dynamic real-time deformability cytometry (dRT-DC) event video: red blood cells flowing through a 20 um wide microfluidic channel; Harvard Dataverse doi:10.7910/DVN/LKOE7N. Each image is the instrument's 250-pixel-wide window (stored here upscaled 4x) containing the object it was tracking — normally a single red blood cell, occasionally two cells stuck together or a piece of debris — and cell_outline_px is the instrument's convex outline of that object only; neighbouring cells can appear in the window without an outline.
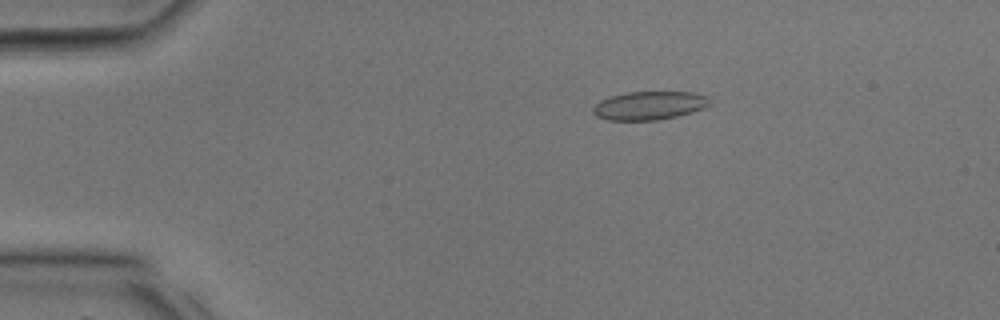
{"species": "common noctule bat (a hibernating species)", "species_latin": "Nyctalus noctula", "temperature_condition": "room temperature", "stored_images_in_passage": 35, "camera_frame_rate_fps": 3000, "um_per_image_px": 0.085, "animal": {"sex": "male", "body_mass_g": 17.9, "forearm_length_mm": 54.2}, "frame": {"image": 1, "passage_image": 7, "time_ms": 2.0, "image_size_px": [1000, 320], "cell_outline_px": [[712, 104], [704, 108], [692, 112], [660, 120], [608, 120], [596, 116], [592, 112], [592, 108], [600, 100], [624, 92], [696, 92], [708, 96]], "centroid_in_image_um": [55.22, 8.97], "position_along_channel_um": 29.8, "area_um2": 19.54}}
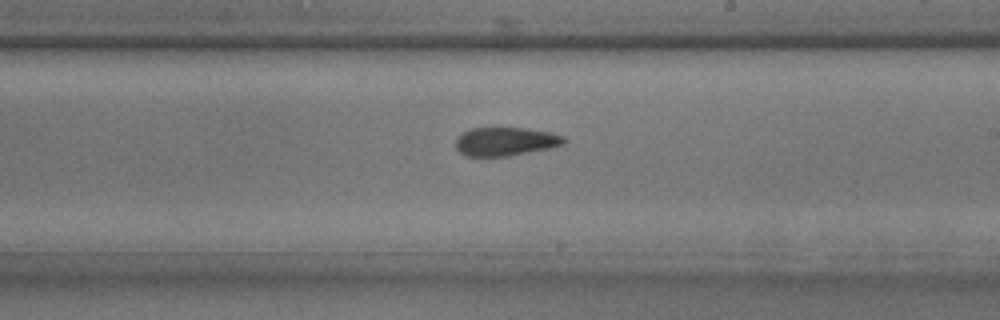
{"frame": {"image": 2, "passage_image": 21, "time_ms": 6.667, "image_size_px": [1000, 320], "cell_outline_px": [[568, 140], [564, 144], [552, 148], [508, 156], [464, 156], [456, 148], [456, 136], [472, 128], [524, 128], [548, 132], [564, 136]], "centroid_in_image_um": [42.98, 12.03], "position_along_channel_um": 246.0, "area_um2": 18.09}}
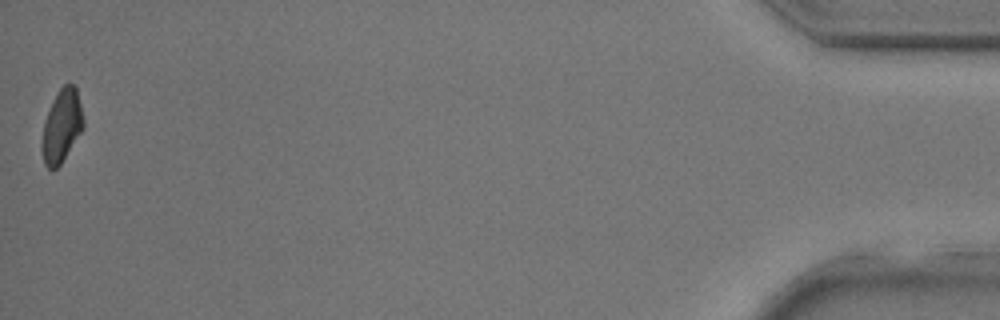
{"frame": {"image": 3, "passage_image": 35, "time_ms": 11.333, "image_size_px": [1000, 320], "cell_outline_px": [[84, 128], [60, 164], [52, 172], [44, 164], [40, 148], [40, 144], [44, 120], [52, 100], [60, 88], [68, 80], [76, 88], [84, 120]], "centroid_in_image_um": [5.21, 10.72], "position_along_channel_um": 430.0, "area_um2": 17.92}}